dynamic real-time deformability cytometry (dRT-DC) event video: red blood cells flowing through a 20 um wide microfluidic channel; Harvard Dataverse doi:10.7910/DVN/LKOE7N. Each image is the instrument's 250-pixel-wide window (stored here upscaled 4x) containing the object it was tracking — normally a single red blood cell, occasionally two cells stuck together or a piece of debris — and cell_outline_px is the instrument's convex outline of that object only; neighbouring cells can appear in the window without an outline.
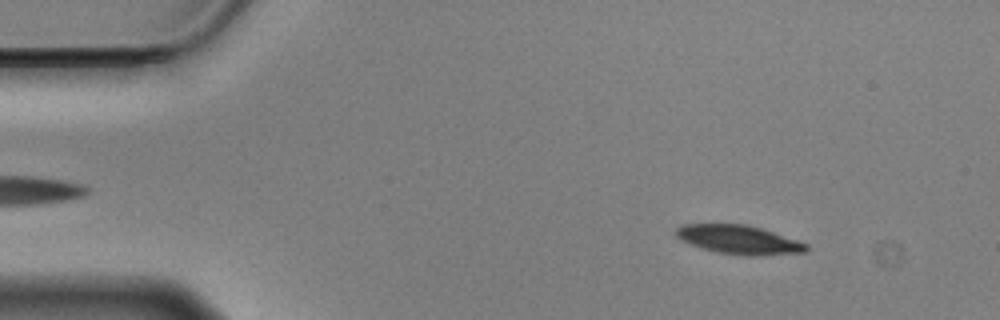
{"species": "Egyptian fruit bat (a non-hibernating species)", "species_latin": "Rousettus aegyptiacus", "temperature_condition": "cold", "stored_images_in_passage": 57, "camera_frame_rate_fps": 3000, "um_per_image_px": 0.085, "animal": {"sex": "male"}, "frame": {"image": 1, "passage_image": 7, "time_ms": 2.0, "image_size_px": [1000, 320], "cell_outline_px": [[808, 252], [756, 256], [748, 256], [716, 252], [700, 248], [680, 240], [676, 236], [676, 228], [684, 224], [748, 224], [808, 244]], "centroid_in_image_um": [62.79, 20.38], "position_along_channel_um": 22.2, "area_um2": 21.91}}
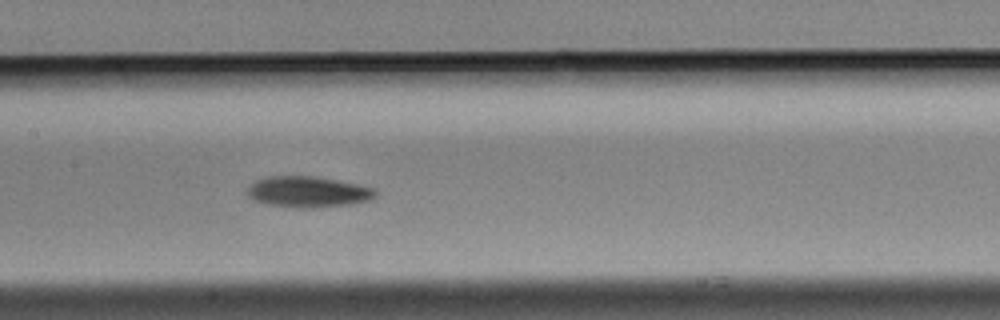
{"frame": {"image": 2, "passage_image": 27, "time_ms": 8.667, "image_size_px": [1000, 320], "cell_outline_px": [[376, 196], [368, 200], [352, 204], [304, 208], [268, 204], [252, 200], [244, 192], [256, 180], [268, 176], [316, 176], [376, 188]], "centroid_in_image_um": [26.15, 16.3], "position_along_channel_um": 181.2, "area_um2": 23.0}}
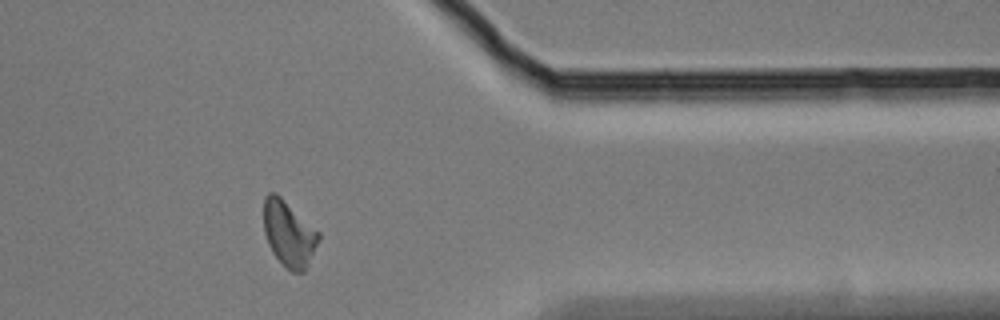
{"frame": {"image": 3, "passage_image": 46, "time_ms": 15.0, "image_size_px": [1000, 320], "cell_outline_px": [[320, 240], [304, 272], [292, 272], [272, 252], [268, 244], [264, 232], [264, 196], [268, 192], [276, 192], [320, 232]], "centroid_in_image_um": [24.56, 19.83], "position_along_channel_um": 386.8, "area_um2": 20.98}, "authors_computed_cell_mechanics": {"area_um2": 21.7906, "velocity_mm_per_s": 3.5094, "shape_relaxation_time_tau1_ms": 3.4652, "shape_relaxation_time_tau2_ms": null, "deformation_change_tau1": 0.1069, "deformation_change_tau2": null}}